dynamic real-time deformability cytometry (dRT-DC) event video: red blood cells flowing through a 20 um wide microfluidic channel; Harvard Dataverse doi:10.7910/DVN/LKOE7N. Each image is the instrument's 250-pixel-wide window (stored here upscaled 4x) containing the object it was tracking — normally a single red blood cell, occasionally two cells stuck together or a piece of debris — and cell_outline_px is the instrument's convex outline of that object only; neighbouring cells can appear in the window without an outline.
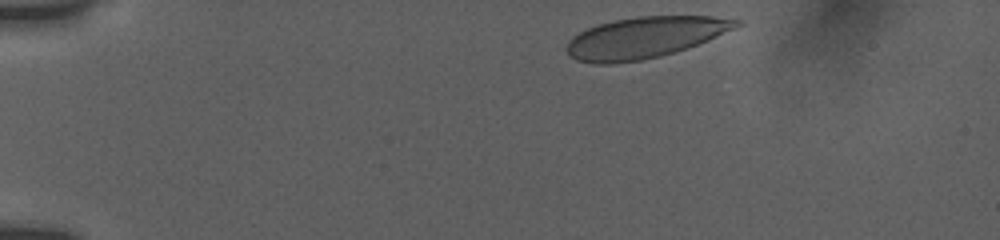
{"species": "human", "species_latin": "Homo sapiens", "temperature_condition": "room temperature", "stored_images_in_passage": 11, "camera_frame_rate_fps": 3000, "um_per_image_px": 0.085, "donor": {"sex": "female"}, "frame": {"image": 1, "passage_image": 2, "time_ms": 0.333, "image_size_px": [1000, 240], "cell_outline_px": [[744, 24], [736, 28], [696, 44], [660, 56], [640, 60], [608, 64], [596, 64], [576, 60], [568, 52], [568, 40], [572, 36], [596, 24], [612, 20], [640, 16], [712, 16], [744, 20]], "centroid_in_image_um": [54.81, 3.17], "position_along_channel_um": 30.2, "area_um2": 40.4}}